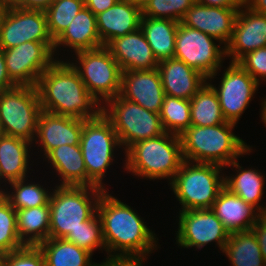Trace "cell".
Instances as JSON below:
<instances>
[{"mask_svg":"<svg viewBox=\"0 0 266 266\" xmlns=\"http://www.w3.org/2000/svg\"><path fill=\"white\" fill-rule=\"evenodd\" d=\"M79 145L87 177L97 187L106 190L102 181L114 161V149L118 150L121 145L113 126L102 113L96 118L83 120Z\"/></svg>","mask_w":266,"mask_h":266,"instance_id":"cell-9","label":"cell"},{"mask_svg":"<svg viewBox=\"0 0 266 266\" xmlns=\"http://www.w3.org/2000/svg\"><path fill=\"white\" fill-rule=\"evenodd\" d=\"M44 158L60 176L61 186L97 187L87 177L80 145H61L51 150Z\"/></svg>","mask_w":266,"mask_h":266,"instance_id":"cell-24","label":"cell"},{"mask_svg":"<svg viewBox=\"0 0 266 266\" xmlns=\"http://www.w3.org/2000/svg\"><path fill=\"white\" fill-rule=\"evenodd\" d=\"M26 179L9 183L13 192L6 191L4 197L9 201L10 205L15 210L49 205L51 193L38 183H25Z\"/></svg>","mask_w":266,"mask_h":266,"instance_id":"cell-33","label":"cell"},{"mask_svg":"<svg viewBox=\"0 0 266 266\" xmlns=\"http://www.w3.org/2000/svg\"><path fill=\"white\" fill-rule=\"evenodd\" d=\"M241 7H215L194 3L181 23L189 28L206 33L225 47L231 40L234 23Z\"/></svg>","mask_w":266,"mask_h":266,"instance_id":"cell-17","label":"cell"},{"mask_svg":"<svg viewBox=\"0 0 266 266\" xmlns=\"http://www.w3.org/2000/svg\"><path fill=\"white\" fill-rule=\"evenodd\" d=\"M176 244L183 248L202 249L216 242L223 251L230 233L211 209L179 211Z\"/></svg>","mask_w":266,"mask_h":266,"instance_id":"cell-14","label":"cell"},{"mask_svg":"<svg viewBox=\"0 0 266 266\" xmlns=\"http://www.w3.org/2000/svg\"><path fill=\"white\" fill-rule=\"evenodd\" d=\"M238 63L260 84L266 81V46L247 53Z\"/></svg>","mask_w":266,"mask_h":266,"instance_id":"cell-40","label":"cell"},{"mask_svg":"<svg viewBox=\"0 0 266 266\" xmlns=\"http://www.w3.org/2000/svg\"><path fill=\"white\" fill-rule=\"evenodd\" d=\"M178 21L142 16L140 28L158 62L175 56Z\"/></svg>","mask_w":266,"mask_h":266,"instance_id":"cell-28","label":"cell"},{"mask_svg":"<svg viewBox=\"0 0 266 266\" xmlns=\"http://www.w3.org/2000/svg\"><path fill=\"white\" fill-rule=\"evenodd\" d=\"M119 95L159 114L165 92L158 69L123 71Z\"/></svg>","mask_w":266,"mask_h":266,"instance_id":"cell-18","label":"cell"},{"mask_svg":"<svg viewBox=\"0 0 266 266\" xmlns=\"http://www.w3.org/2000/svg\"><path fill=\"white\" fill-rule=\"evenodd\" d=\"M82 129L83 119L41 111L34 142H40L38 147H41L46 156L61 145H79Z\"/></svg>","mask_w":266,"mask_h":266,"instance_id":"cell-19","label":"cell"},{"mask_svg":"<svg viewBox=\"0 0 266 266\" xmlns=\"http://www.w3.org/2000/svg\"><path fill=\"white\" fill-rule=\"evenodd\" d=\"M65 240L76 244L79 248L88 251L92 255L98 248L106 251L102 224L97 211L88 220L81 223V226L72 231Z\"/></svg>","mask_w":266,"mask_h":266,"instance_id":"cell-36","label":"cell"},{"mask_svg":"<svg viewBox=\"0 0 266 266\" xmlns=\"http://www.w3.org/2000/svg\"><path fill=\"white\" fill-rule=\"evenodd\" d=\"M222 253H225L232 266H266L252 230L231 233Z\"/></svg>","mask_w":266,"mask_h":266,"instance_id":"cell-31","label":"cell"},{"mask_svg":"<svg viewBox=\"0 0 266 266\" xmlns=\"http://www.w3.org/2000/svg\"><path fill=\"white\" fill-rule=\"evenodd\" d=\"M102 224L106 257L148 258L157 250L156 234L150 230L138 212L103 191L97 204Z\"/></svg>","mask_w":266,"mask_h":266,"instance_id":"cell-1","label":"cell"},{"mask_svg":"<svg viewBox=\"0 0 266 266\" xmlns=\"http://www.w3.org/2000/svg\"><path fill=\"white\" fill-rule=\"evenodd\" d=\"M159 116L165 132L180 136L191 126L190 100L165 95Z\"/></svg>","mask_w":266,"mask_h":266,"instance_id":"cell-34","label":"cell"},{"mask_svg":"<svg viewBox=\"0 0 266 266\" xmlns=\"http://www.w3.org/2000/svg\"><path fill=\"white\" fill-rule=\"evenodd\" d=\"M4 11H5V8L3 7V5L0 2V21H1V18H2Z\"/></svg>","mask_w":266,"mask_h":266,"instance_id":"cell-52","label":"cell"},{"mask_svg":"<svg viewBox=\"0 0 266 266\" xmlns=\"http://www.w3.org/2000/svg\"><path fill=\"white\" fill-rule=\"evenodd\" d=\"M222 166L212 163H197L184 160L170 183L180 211L211 209L220 191L224 188Z\"/></svg>","mask_w":266,"mask_h":266,"instance_id":"cell-5","label":"cell"},{"mask_svg":"<svg viewBox=\"0 0 266 266\" xmlns=\"http://www.w3.org/2000/svg\"><path fill=\"white\" fill-rule=\"evenodd\" d=\"M251 230L257 237L262 257L266 263V215H261Z\"/></svg>","mask_w":266,"mask_h":266,"instance_id":"cell-42","label":"cell"},{"mask_svg":"<svg viewBox=\"0 0 266 266\" xmlns=\"http://www.w3.org/2000/svg\"><path fill=\"white\" fill-rule=\"evenodd\" d=\"M85 7L84 0H54L45 10L47 29L55 41Z\"/></svg>","mask_w":266,"mask_h":266,"instance_id":"cell-35","label":"cell"},{"mask_svg":"<svg viewBox=\"0 0 266 266\" xmlns=\"http://www.w3.org/2000/svg\"><path fill=\"white\" fill-rule=\"evenodd\" d=\"M17 86L9 77L3 49H0V93Z\"/></svg>","mask_w":266,"mask_h":266,"instance_id":"cell-43","label":"cell"},{"mask_svg":"<svg viewBox=\"0 0 266 266\" xmlns=\"http://www.w3.org/2000/svg\"><path fill=\"white\" fill-rule=\"evenodd\" d=\"M25 246L18 236L16 210L9 201L0 198V251L4 254Z\"/></svg>","mask_w":266,"mask_h":266,"instance_id":"cell-37","label":"cell"},{"mask_svg":"<svg viewBox=\"0 0 266 266\" xmlns=\"http://www.w3.org/2000/svg\"><path fill=\"white\" fill-rule=\"evenodd\" d=\"M5 254L0 251V266H3V259H4Z\"/></svg>","mask_w":266,"mask_h":266,"instance_id":"cell-53","label":"cell"},{"mask_svg":"<svg viewBox=\"0 0 266 266\" xmlns=\"http://www.w3.org/2000/svg\"><path fill=\"white\" fill-rule=\"evenodd\" d=\"M3 53L7 73L17 86H36L41 74L57 60L54 42H25Z\"/></svg>","mask_w":266,"mask_h":266,"instance_id":"cell-12","label":"cell"},{"mask_svg":"<svg viewBox=\"0 0 266 266\" xmlns=\"http://www.w3.org/2000/svg\"><path fill=\"white\" fill-rule=\"evenodd\" d=\"M75 55L78 64L74 62L70 64L79 73L88 92L100 105L119 95L122 70L105 46L78 51Z\"/></svg>","mask_w":266,"mask_h":266,"instance_id":"cell-10","label":"cell"},{"mask_svg":"<svg viewBox=\"0 0 266 266\" xmlns=\"http://www.w3.org/2000/svg\"><path fill=\"white\" fill-rule=\"evenodd\" d=\"M211 210L230 234L250 231L261 216L254 207L225 187L220 191Z\"/></svg>","mask_w":266,"mask_h":266,"instance_id":"cell-23","label":"cell"},{"mask_svg":"<svg viewBox=\"0 0 266 266\" xmlns=\"http://www.w3.org/2000/svg\"><path fill=\"white\" fill-rule=\"evenodd\" d=\"M17 231L24 245L38 246L49 238L50 206L16 210Z\"/></svg>","mask_w":266,"mask_h":266,"instance_id":"cell-29","label":"cell"},{"mask_svg":"<svg viewBox=\"0 0 266 266\" xmlns=\"http://www.w3.org/2000/svg\"><path fill=\"white\" fill-rule=\"evenodd\" d=\"M118 0H84L85 6L96 16L112 7Z\"/></svg>","mask_w":266,"mask_h":266,"instance_id":"cell-44","label":"cell"},{"mask_svg":"<svg viewBox=\"0 0 266 266\" xmlns=\"http://www.w3.org/2000/svg\"><path fill=\"white\" fill-rule=\"evenodd\" d=\"M265 46L266 15L255 12L244 3L236 16L233 34L226 46V57H230L231 62H238L247 53Z\"/></svg>","mask_w":266,"mask_h":266,"instance_id":"cell-16","label":"cell"},{"mask_svg":"<svg viewBox=\"0 0 266 266\" xmlns=\"http://www.w3.org/2000/svg\"><path fill=\"white\" fill-rule=\"evenodd\" d=\"M3 266H45V257L39 246L25 245L5 254Z\"/></svg>","mask_w":266,"mask_h":266,"instance_id":"cell-39","label":"cell"},{"mask_svg":"<svg viewBox=\"0 0 266 266\" xmlns=\"http://www.w3.org/2000/svg\"><path fill=\"white\" fill-rule=\"evenodd\" d=\"M195 0H149L142 9L143 16L181 22Z\"/></svg>","mask_w":266,"mask_h":266,"instance_id":"cell-38","label":"cell"},{"mask_svg":"<svg viewBox=\"0 0 266 266\" xmlns=\"http://www.w3.org/2000/svg\"><path fill=\"white\" fill-rule=\"evenodd\" d=\"M39 248L45 257V266H97L92 254L62 238H48Z\"/></svg>","mask_w":266,"mask_h":266,"instance_id":"cell-30","label":"cell"},{"mask_svg":"<svg viewBox=\"0 0 266 266\" xmlns=\"http://www.w3.org/2000/svg\"><path fill=\"white\" fill-rule=\"evenodd\" d=\"M54 42L47 29L44 10L14 8L4 11L0 21V49L25 42Z\"/></svg>","mask_w":266,"mask_h":266,"instance_id":"cell-15","label":"cell"},{"mask_svg":"<svg viewBox=\"0 0 266 266\" xmlns=\"http://www.w3.org/2000/svg\"><path fill=\"white\" fill-rule=\"evenodd\" d=\"M220 79L218 88L207 83L216 92L226 121L237 124L260 84L238 62H230Z\"/></svg>","mask_w":266,"mask_h":266,"instance_id":"cell-13","label":"cell"},{"mask_svg":"<svg viewBox=\"0 0 266 266\" xmlns=\"http://www.w3.org/2000/svg\"><path fill=\"white\" fill-rule=\"evenodd\" d=\"M142 9L127 0H118L112 7L96 15L99 38L103 46L129 34L141 25Z\"/></svg>","mask_w":266,"mask_h":266,"instance_id":"cell-22","label":"cell"},{"mask_svg":"<svg viewBox=\"0 0 266 266\" xmlns=\"http://www.w3.org/2000/svg\"><path fill=\"white\" fill-rule=\"evenodd\" d=\"M41 109L36 86H15L0 93V133L34 143Z\"/></svg>","mask_w":266,"mask_h":266,"instance_id":"cell-8","label":"cell"},{"mask_svg":"<svg viewBox=\"0 0 266 266\" xmlns=\"http://www.w3.org/2000/svg\"><path fill=\"white\" fill-rule=\"evenodd\" d=\"M157 69L165 95L190 100L207 82V78L183 61L170 58L159 62Z\"/></svg>","mask_w":266,"mask_h":266,"instance_id":"cell-21","label":"cell"},{"mask_svg":"<svg viewBox=\"0 0 266 266\" xmlns=\"http://www.w3.org/2000/svg\"><path fill=\"white\" fill-rule=\"evenodd\" d=\"M105 47L117 61L122 72L153 70L159 64L141 28L111 40Z\"/></svg>","mask_w":266,"mask_h":266,"instance_id":"cell-20","label":"cell"},{"mask_svg":"<svg viewBox=\"0 0 266 266\" xmlns=\"http://www.w3.org/2000/svg\"><path fill=\"white\" fill-rule=\"evenodd\" d=\"M1 181L3 182L2 178L0 177V184H2ZM4 196H5V189H2L1 185H0V198H2Z\"/></svg>","mask_w":266,"mask_h":266,"instance_id":"cell-51","label":"cell"},{"mask_svg":"<svg viewBox=\"0 0 266 266\" xmlns=\"http://www.w3.org/2000/svg\"><path fill=\"white\" fill-rule=\"evenodd\" d=\"M147 258L131 257H107L105 261L100 262L97 266H143Z\"/></svg>","mask_w":266,"mask_h":266,"instance_id":"cell-41","label":"cell"},{"mask_svg":"<svg viewBox=\"0 0 266 266\" xmlns=\"http://www.w3.org/2000/svg\"><path fill=\"white\" fill-rule=\"evenodd\" d=\"M195 3L205 6L215 7H241L244 4V0H195Z\"/></svg>","mask_w":266,"mask_h":266,"instance_id":"cell-45","label":"cell"},{"mask_svg":"<svg viewBox=\"0 0 266 266\" xmlns=\"http://www.w3.org/2000/svg\"><path fill=\"white\" fill-rule=\"evenodd\" d=\"M42 111L79 119L96 118L102 105L88 92L69 61L56 60L36 85Z\"/></svg>","mask_w":266,"mask_h":266,"instance_id":"cell-2","label":"cell"},{"mask_svg":"<svg viewBox=\"0 0 266 266\" xmlns=\"http://www.w3.org/2000/svg\"><path fill=\"white\" fill-rule=\"evenodd\" d=\"M125 153L126 171L153 181L167 178L169 184L184 161L180 136L168 132L138 141Z\"/></svg>","mask_w":266,"mask_h":266,"instance_id":"cell-4","label":"cell"},{"mask_svg":"<svg viewBox=\"0 0 266 266\" xmlns=\"http://www.w3.org/2000/svg\"><path fill=\"white\" fill-rule=\"evenodd\" d=\"M206 33L189 28L179 22L176 32L175 56L189 67L212 81L226 57V47L215 43ZM222 64V65H221Z\"/></svg>","mask_w":266,"mask_h":266,"instance_id":"cell-11","label":"cell"},{"mask_svg":"<svg viewBox=\"0 0 266 266\" xmlns=\"http://www.w3.org/2000/svg\"><path fill=\"white\" fill-rule=\"evenodd\" d=\"M236 125L232 122L205 127L191 125L180 135L184 160L225 167L251 153L252 147L234 134Z\"/></svg>","mask_w":266,"mask_h":266,"instance_id":"cell-3","label":"cell"},{"mask_svg":"<svg viewBox=\"0 0 266 266\" xmlns=\"http://www.w3.org/2000/svg\"><path fill=\"white\" fill-rule=\"evenodd\" d=\"M191 125L214 126L227 123L223 116L216 92L206 82L190 99Z\"/></svg>","mask_w":266,"mask_h":266,"instance_id":"cell-32","label":"cell"},{"mask_svg":"<svg viewBox=\"0 0 266 266\" xmlns=\"http://www.w3.org/2000/svg\"><path fill=\"white\" fill-rule=\"evenodd\" d=\"M128 2H130L131 4L143 9L146 4L148 3L149 0H127Z\"/></svg>","mask_w":266,"mask_h":266,"instance_id":"cell-50","label":"cell"},{"mask_svg":"<svg viewBox=\"0 0 266 266\" xmlns=\"http://www.w3.org/2000/svg\"><path fill=\"white\" fill-rule=\"evenodd\" d=\"M31 145L26 140L0 133V177L3 182L9 184L29 177Z\"/></svg>","mask_w":266,"mask_h":266,"instance_id":"cell-26","label":"cell"},{"mask_svg":"<svg viewBox=\"0 0 266 266\" xmlns=\"http://www.w3.org/2000/svg\"><path fill=\"white\" fill-rule=\"evenodd\" d=\"M49 199V238L65 239L96 211L105 189L87 186H55Z\"/></svg>","mask_w":266,"mask_h":266,"instance_id":"cell-6","label":"cell"},{"mask_svg":"<svg viewBox=\"0 0 266 266\" xmlns=\"http://www.w3.org/2000/svg\"><path fill=\"white\" fill-rule=\"evenodd\" d=\"M261 119H262V122L265 124V126H266V98H264L263 100H262V103H261Z\"/></svg>","mask_w":266,"mask_h":266,"instance_id":"cell-49","label":"cell"},{"mask_svg":"<svg viewBox=\"0 0 266 266\" xmlns=\"http://www.w3.org/2000/svg\"><path fill=\"white\" fill-rule=\"evenodd\" d=\"M230 166L238 170H236L237 173L235 175L224 177V187L254 207L261 215H266V206L264 207L260 203L262 198H264L265 176L255 168L244 170L237 160H234L224 168Z\"/></svg>","mask_w":266,"mask_h":266,"instance_id":"cell-27","label":"cell"},{"mask_svg":"<svg viewBox=\"0 0 266 266\" xmlns=\"http://www.w3.org/2000/svg\"><path fill=\"white\" fill-rule=\"evenodd\" d=\"M54 0H25V9L46 10Z\"/></svg>","mask_w":266,"mask_h":266,"instance_id":"cell-46","label":"cell"},{"mask_svg":"<svg viewBox=\"0 0 266 266\" xmlns=\"http://www.w3.org/2000/svg\"><path fill=\"white\" fill-rule=\"evenodd\" d=\"M0 2L5 10L14 8L25 9V0H0Z\"/></svg>","mask_w":266,"mask_h":266,"instance_id":"cell-48","label":"cell"},{"mask_svg":"<svg viewBox=\"0 0 266 266\" xmlns=\"http://www.w3.org/2000/svg\"><path fill=\"white\" fill-rule=\"evenodd\" d=\"M103 104L101 113L113 126L124 151L138 141L165 133L158 113L148 111L120 95Z\"/></svg>","mask_w":266,"mask_h":266,"instance_id":"cell-7","label":"cell"},{"mask_svg":"<svg viewBox=\"0 0 266 266\" xmlns=\"http://www.w3.org/2000/svg\"><path fill=\"white\" fill-rule=\"evenodd\" d=\"M244 3L255 12L266 15V0H244Z\"/></svg>","mask_w":266,"mask_h":266,"instance_id":"cell-47","label":"cell"},{"mask_svg":"<svg viewBox=\"0 0 266 266\" xmlns=\"http://www.w3.org/2000/svg\"><path fill=\"white\" fill-rule=\"evenodd\" d=\"M61 46L69 47L76 53L103 47L99 38L96 16L85 6L73 21L54 41V54Z\"/></svg>","mask_w":266,"mask_h":266,"instance_id":"cell-25","label":"cell"}]
</instances>
